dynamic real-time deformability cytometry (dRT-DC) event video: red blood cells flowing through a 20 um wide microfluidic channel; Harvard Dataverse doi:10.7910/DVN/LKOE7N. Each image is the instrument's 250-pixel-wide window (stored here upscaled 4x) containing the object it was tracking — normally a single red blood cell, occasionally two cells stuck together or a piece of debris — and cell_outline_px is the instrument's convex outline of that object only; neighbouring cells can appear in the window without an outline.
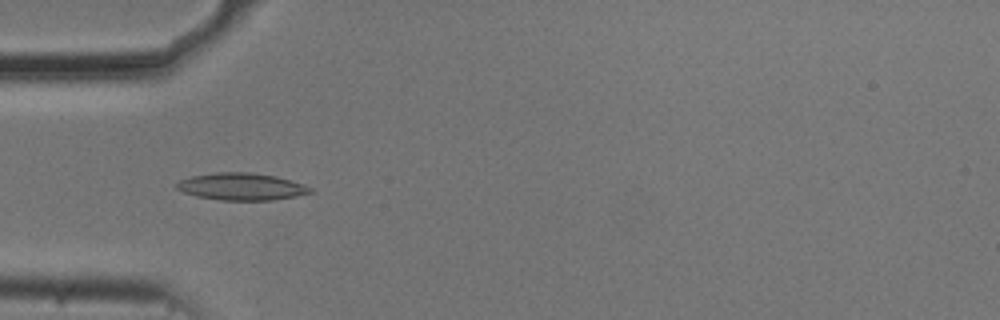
{"species": "common noctule bat (a hibernating species)", "species_latin": "Nyctalus noctula", "temperature_condition": "cold", "stored_images_in_passage": 43, "camera_frame_rate_fps": 3000, "um_per_image_px": 0.085, "animal": {"sex": "male", "body_mass_g": 20.5, "forearm_length_mm": 52.5}, "frame": {"image": 1, "passage_image": 6, "time_ms": 1.667, "image_size_px": [1000, 320], "cell_outline_px": [[312, 192], [272, 200], [220, 200], [196, 196], [184, 192], [176, 188], [176, 184], [180, 180], [192, 176], [216, 172], [248, 172], [276, 176], [312, 188]], "centroid_in_image_um": [20.46, 15.86], "position_along_channel_um": 64.5, "area_um2": 20.75}}
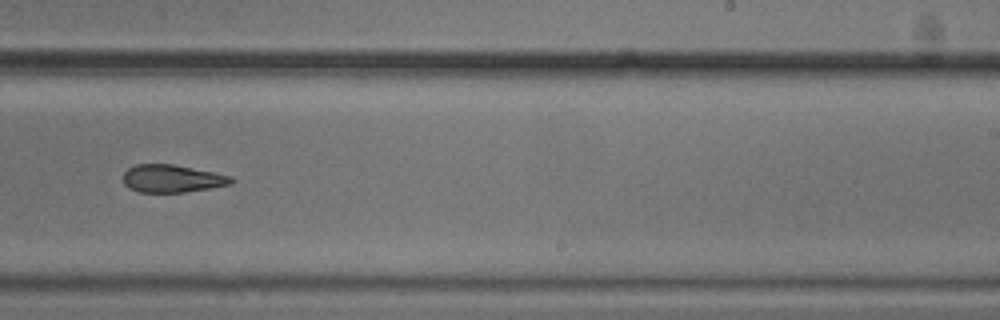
{"frame": {"image": 2, "passage_image": 23, "time_ms": 7.333, "image_size_px": [1000, 320], "cell_outline_px": [[236, 180], [232, 184], [184, 192], [140, 192], [128, 188], [124, 184], [124, 172], [128, 168], [136, 164], [172, 164], [216, 172], [232, 176]], "centroid_in_image_um": [14.65, 15.17], "position_along_channel_um": 274.3, "area_um2": 17.51}}
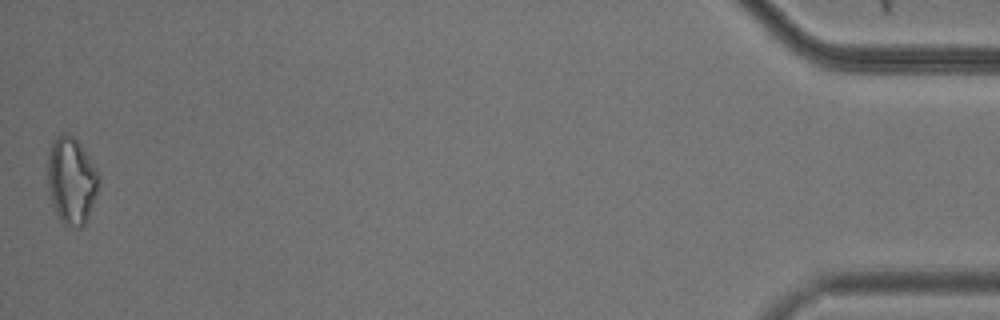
{"frame": {"image": 3, "passage_image": 43, "time_ms": 14.0, "image_size_px": [1000, 320], "cell_outline_px": [[100, 180], [88, 216], [84, 224], [80, 228], [76, 228], [64, 224], [56, 212], [48, 196], [48, 152], [56, 136], [60, 132], [64, 132], [72, 136], [80, 144], [88, 156], [100, 176]], "centroid_in_image_um": [6.05, 15.34], "position_along_channel_um": 429.2, "area_um2": 25.72}, "authors_computed_cell_mechanics": {"area_um2": 19.1318, "velocity_mm_per_s": 3.7111, "shape_relaxation_time_tau1_ms": 4.7173, "shape_relaxation_time_tau2_ms": 3.7939, "deformation_change_tau1": 0.1345, "deformation_change_tau2": 0.1177}}